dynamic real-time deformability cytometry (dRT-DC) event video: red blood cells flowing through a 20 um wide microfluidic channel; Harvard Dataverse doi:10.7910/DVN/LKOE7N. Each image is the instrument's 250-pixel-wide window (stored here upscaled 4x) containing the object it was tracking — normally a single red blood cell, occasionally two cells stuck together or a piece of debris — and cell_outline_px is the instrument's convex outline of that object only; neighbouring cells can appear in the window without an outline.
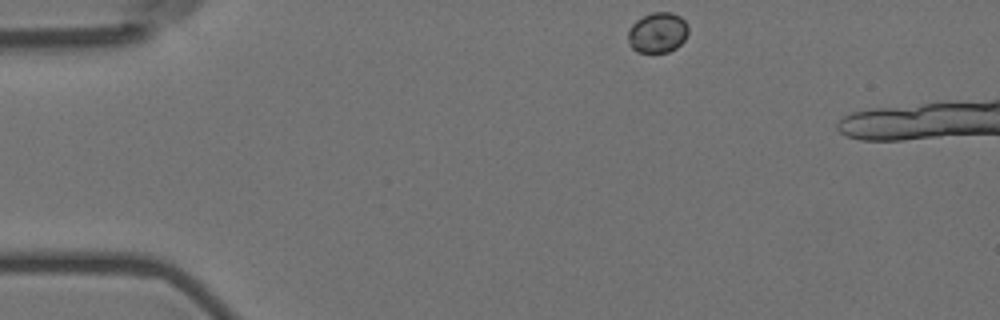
{"species": "Egyptian fruit bat (a non-hibernating species)", "species_latin": "Rousettus aegyptiacus", "temperature_condition": "room temperature", "stored_images_in_passage": 6, "camera_frame_rate_fps": 3000, "um_per_image_px": 0.085, "animal": {"sex": "female"}, "frame": {"image": 1, "passage_image": 1, "time_ms": 0.0, "image_size_px": [1000, 320], "cell_outline_px": [[688, 32], [684, 40], [676, 48], [668, 52], [636, 52], [628, 44], [628, 28], [636, 20], [652, 12], [672, 12], [680, 16], [688, 24]], "centroid_in_image_um": [55.89, 2.77], "position_along_channel_um": 29.1, "area_um2": 14.33}}